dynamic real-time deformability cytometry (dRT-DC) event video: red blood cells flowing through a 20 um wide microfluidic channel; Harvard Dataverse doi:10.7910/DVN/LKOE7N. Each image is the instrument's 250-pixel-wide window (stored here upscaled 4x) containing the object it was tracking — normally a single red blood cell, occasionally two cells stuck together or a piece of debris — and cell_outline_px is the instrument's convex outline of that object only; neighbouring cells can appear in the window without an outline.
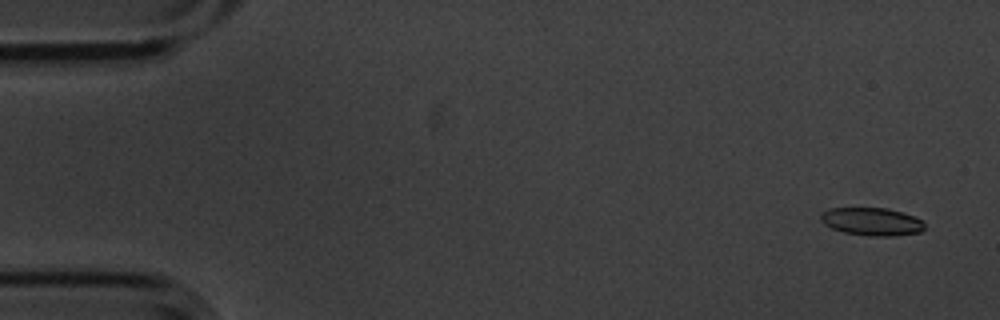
{"species": "common noctule bat (a hibernating species)", "species_latin": "Nyctalus noctula", "temperature_condition": "cold", "stored_images_in_passage": 4, "camera_frame_rate_fps": 3000, "um_per_image_px": 0.085, "animal": {"sex": "male", "body_mass_g": 20.1, "forearm_length_mm": 53.5}, "frame": {"image": 1, "passage_image": 1, "time_ms": 0.0, "image_size_px": [1000, 320], "cell_outline_px": [[924, 228], [920, 232], [892, 236], [868, 236], [844, 232], [832, 228], [824, 224], [820, 220], [820, 212], [828, 208], [888, 208], [924, 220]], "centroid_in_image_um": [74.07, 18.83], "position_along_channel_um": 10.9, "area_um2": 16.94}}
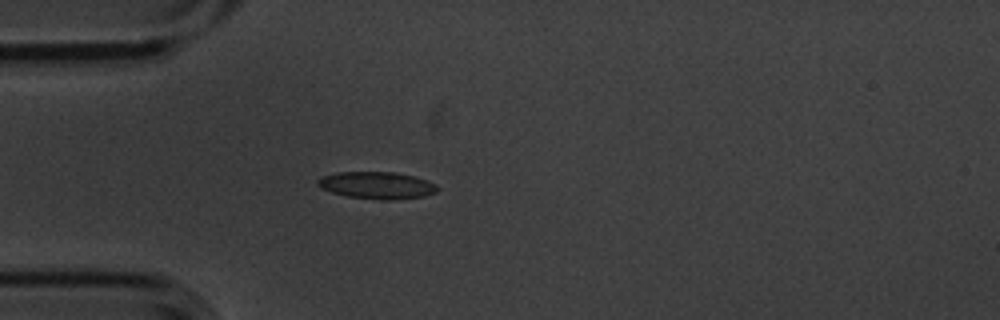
{"frame": {"image": 2, "passage_image": 4, "time_ms": 1.0, "image_size_px": [1000, 320], "cell_outline_px": [[440, 188], [436, 192], [424, 196], [392, 200], [380, 200], [348, 196], [332, 192], [320, 188], [316, 184], [316, 180], [320, 176], [336, 172], [396, 172], [412, 176], [436, 184]], "centroid_in_image_um": [31.99, 15.75], "position_along_channel_um": 53.0, "area_um2": 18.96}}